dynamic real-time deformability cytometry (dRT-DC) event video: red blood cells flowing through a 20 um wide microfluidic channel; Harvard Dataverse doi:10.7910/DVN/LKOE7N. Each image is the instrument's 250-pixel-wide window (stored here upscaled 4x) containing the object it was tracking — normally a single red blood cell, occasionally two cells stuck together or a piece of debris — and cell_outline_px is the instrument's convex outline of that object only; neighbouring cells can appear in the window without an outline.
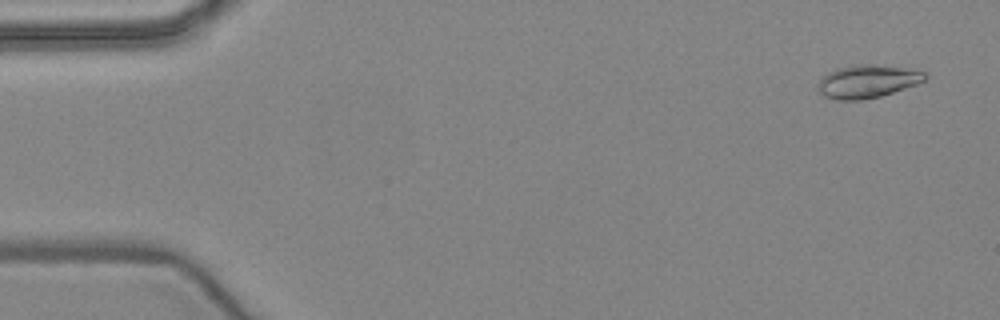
{"species": "common noctule bat (a hibernating species)", "species_latin": "Nyctalus noctula", "temperature_condition": "warm", "stored_images_in_passage": 53, "camera_frame_rate_fps": 3000, "um_per_image_px": 0.085, "animal": {"sex": "female", "body_mass_g": 24.6, "forearm_length_mm": 56.2}, "frame": {"image": 1, "passage_image": 3, "time_ms": 0.667, "image_size_px": [1000, 320], "cell_outline_px": [[928, 76], [924, 80], [916, 84], [880, 96], [860, 100], [836, 100], [824, 96], [820, 92], [816, 84], [828, 72], [836, 68], [900, 68], [928, 72]], "centroid_in_image_um": [73.69, 6.99], "position_along_channel_um": 11.3, "area_um2": 19.25}}
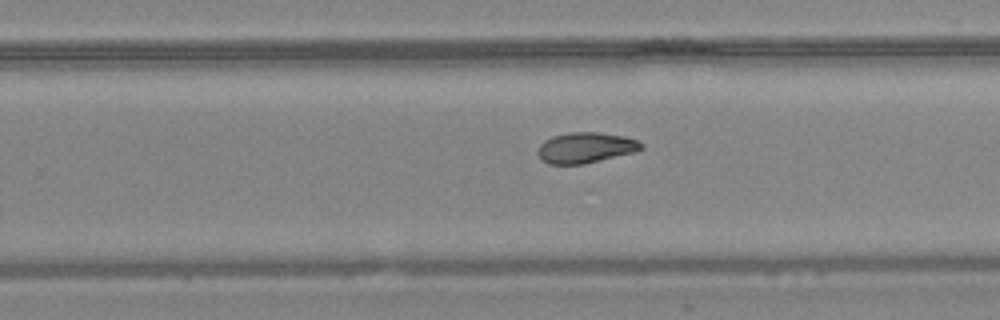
{"frame": {"image": 2, "passage_image": 33, "time_ms": 10.667, "image_size_px": [1000, 320], "cell_outline_px": [[644, 148], [632, 152], [584, 164], [548, 164], [540, 160], [536, 152], [540, 144], [544, 140], [552, 136], [568, 132], [600, 132], [624, 136], [636, 140], [644, 144]], "centroid_in_image_um": [49.72, 12.55], "position_along_channel_um": 280.1, "area_um2": 18.55}}
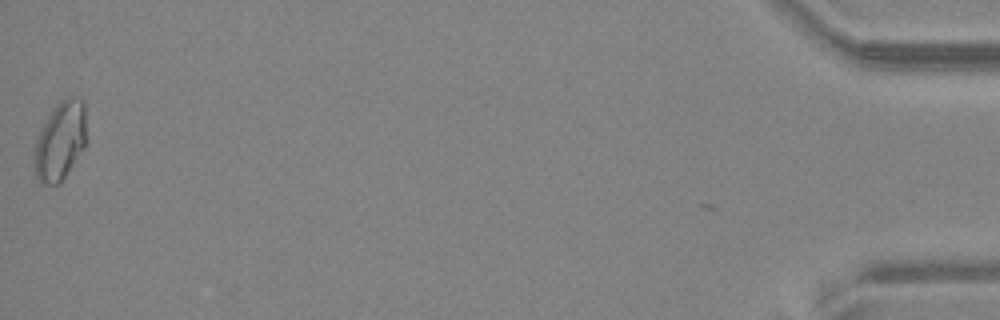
{"frame": {"image": 3, "passage_image": 52, "time_ms": 17.0, "image_size_px": [1000, 320], "cell_outline_px": [[84, 148], [64, 176], [56, 184], [40, 184], [36, 176], [32, 164], [36, 140], [40, 128], [52, 108], [60, 100], [68, 96], [72, 96], [84, 100]], "centroid_in_image_um": [5.06, 11.95], "position_along_channel_um": 430.1, "area_um2": 23.76}, "authors_computed_cell_mechanics": {"area_um2": 19.1896, "velocity_mm_per_s": 3.9629, "shape_relaxation_time_tau1_ms": null, "shape_relaxation_time_tau2_ms": 2.9359, "deformation_change_tau1": null, "deformation_change_tau2": 0.0778}}